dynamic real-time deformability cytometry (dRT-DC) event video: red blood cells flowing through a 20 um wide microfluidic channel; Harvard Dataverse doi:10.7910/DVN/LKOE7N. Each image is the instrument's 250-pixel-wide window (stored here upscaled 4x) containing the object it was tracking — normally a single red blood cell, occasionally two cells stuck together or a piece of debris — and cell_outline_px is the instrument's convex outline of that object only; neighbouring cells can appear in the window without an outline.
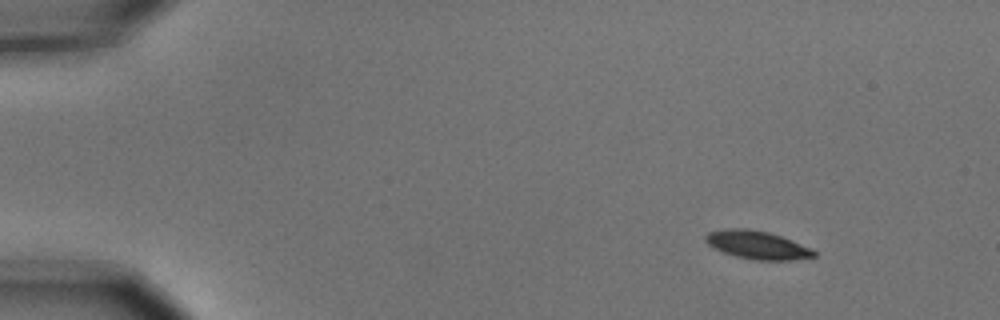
{"species": "common noctule bat (a hibernating species)", "species_latin": "Nyctalus noctula", "temperature_condition": "cold", "stored_images_in_passage": 4, "camera_frame_rate_fps": 3000, "um_per_image_px": 0.085, "animal": {"sex": "male", "body_mass_g": 15.6}, "frame": {"image": 1, "passage_image": 1, "time_ms": 0.0, "image_size_px": [1000, 320], "cell_outline_px": [[816, 256], [792, 260], [752, 260], [736, 256], [724, 252], [708, 244], [704, 240], [704, 236], [708, 232], [724, 228], [748, 228], [768, 232], [792, 240], [812, 248], [816, 252]], "centroid_in_image_um": [64.36, 20.81], "position_along_channel_um": 20.6, "area_um2": 17.86}}
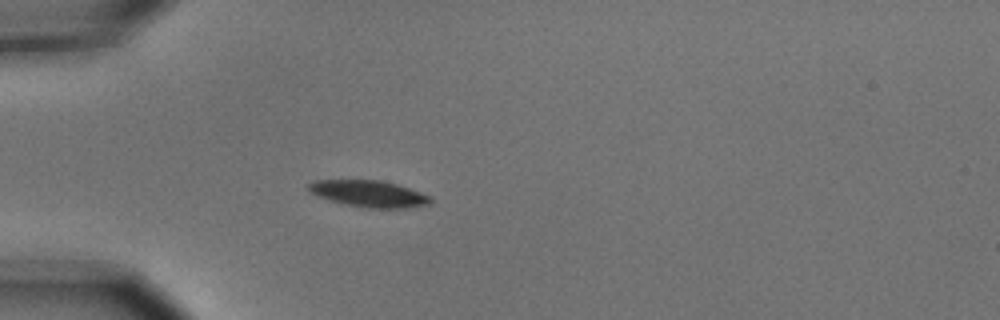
{"frame": {"image": 2, "passage_image": 4, "time_ms": 1.0, "image_size_px": [1000, 320], "cell_outline_px": [[432, 204], [412, 208], [364, 208], [344, 204], [320, 196], [312, 192], [308, 188], [308, 184], [316, 180], [380, 180], [396, 184], [432, 196]], "centroid_in_image_um": [31.44, 16.48], "position_along_channel_um": 53.6, "area_um2": 18.84}}